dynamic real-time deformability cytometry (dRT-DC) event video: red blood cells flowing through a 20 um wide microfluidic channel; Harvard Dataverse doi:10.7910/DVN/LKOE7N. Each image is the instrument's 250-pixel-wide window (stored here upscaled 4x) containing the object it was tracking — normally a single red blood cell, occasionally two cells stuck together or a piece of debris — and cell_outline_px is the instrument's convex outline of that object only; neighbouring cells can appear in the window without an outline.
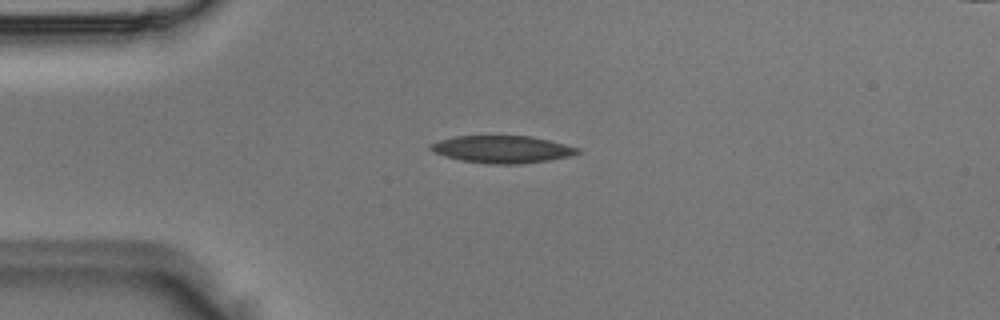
{"species": "Egyptian fruit bat (a non-hibernating species)", "species_latin": "Rousettus aegyptiacus", "temperature_condition": "room temperature", "stored_images_in_passage": 3, "camera_frame_rate_fps": 3000, "um_per_image_px": 0.085, "animal": {"sex": "male"}, "frame": {"image": 1, "passage_image": 3, "time_ms": 0.667, "image_size_px": [1000, 320], "cell_outline_px": [[580, 152], [572, 156], [548, 160], [520, 164], [492, 164], [460, 160], [444, 156], [432, 152], [428, 148], [428, 144], [452, 136], [532, 136], [580, 148]], "centroid_in_image_um": [42.65, 12.69], "position_along_channel_um": 42.4, "area_um2": 23.52}}